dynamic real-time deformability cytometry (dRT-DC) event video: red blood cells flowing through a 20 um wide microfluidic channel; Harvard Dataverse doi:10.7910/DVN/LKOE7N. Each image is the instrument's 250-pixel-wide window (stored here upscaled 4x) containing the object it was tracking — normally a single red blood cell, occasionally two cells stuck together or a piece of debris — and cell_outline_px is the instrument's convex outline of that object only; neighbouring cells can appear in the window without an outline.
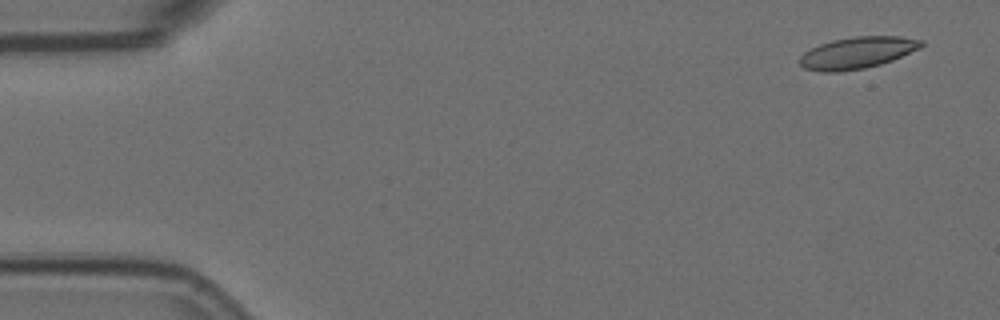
{"species": "Egyptian fruit bat (a non-hibernating species)", "species_latin": "Rousettus aegyptiacus", "temperature_condition": "room temperature", "stored_images_in_passage": 57, "camera_frame_rate_fps": 3000, "um_per_image_px": 0.085, "animal": {"sex": "female"}, "frame": {"image": 1, "passage_image": 3, "time_ms": 0.667, "image_size_px": [1000, 320], "cell_outline_px": [[924, 44], [920, 48], [892, 60], [880, 64], [864, 68], [840, 72], [820, 72], [804, 68], [800, 64], [800, 56], [804, 52], [820, 44], [832, 40], [856, 36], [900, 36], [924, 40]], "centroid_in_image_um": [72.87, 4.48], "position_along_channel_um": 12.1, "area_um2": 22.43}}
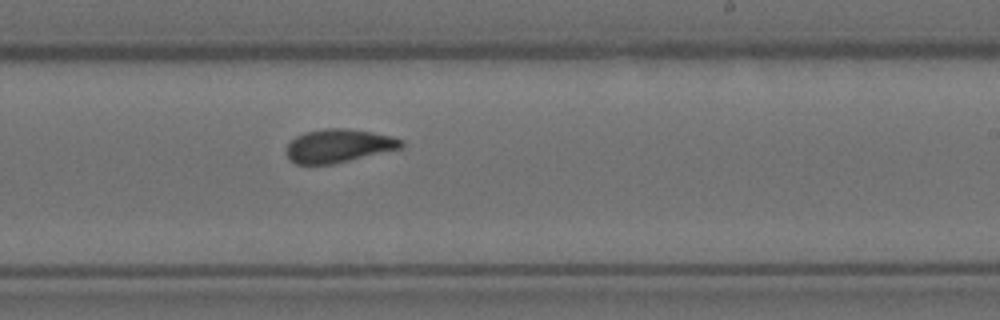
{"frame": {"image": 2, "passage_image": 34, "time_ms": 11.0, "image_size_px": [1000, 320], "cell_outline_px": [[404, 148], [332, 164], [296, 164], [288, 160], [288, 144], [296, 136], [304, 132], [324, 128], [348, 128], [372, 132], [392, 136], [404, 140]], "centroid_in_image_um": [28.82, 12.39], "position_along_channel_um": 260.2, "area_um2": 22.48}}
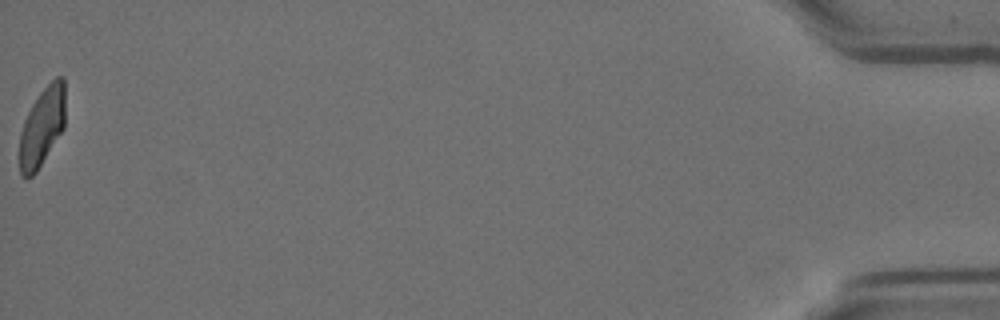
{"frame": {"image": 3, "passage_image": 57, "time_ms": 18.667, "image_size_px": [1000, 320], "cell_outline_px": [[64, 128], [36, 172], [28, 180], [24, 180], [20, 176], [20, 132], [24, 120], [32, 104], [40, 92], [56, 76], [64, 76]], "centroid_in_image_um": [3.56, 10.8], "position_along_channel_um": 431.6, "area_um2": 20.98}, "authors_computed_cell_mechanics": {"area_um2": 22.3686, "velocity_mm_per_s": 3.5634, "shape_relaxation_time_tau1_ms": null, "shape_relaxation_time_tau2_ms": 1.3656, "deformation_change_tau1": null, "deformation_change_tau2": 0.0659}}